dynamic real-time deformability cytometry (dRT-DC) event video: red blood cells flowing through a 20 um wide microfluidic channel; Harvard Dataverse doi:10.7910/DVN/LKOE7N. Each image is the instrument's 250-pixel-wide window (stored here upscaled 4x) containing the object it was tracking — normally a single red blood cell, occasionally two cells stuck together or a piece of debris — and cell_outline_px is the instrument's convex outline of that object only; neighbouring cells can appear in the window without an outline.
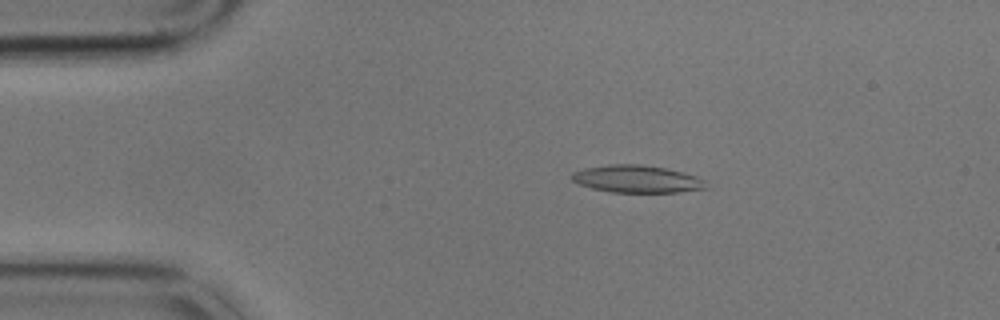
{"species": "common noctule bat (a hibernating species)", "species_latin": "Nyctalus noctula", "temperature_condition": "cold", "stored_images_in_passage": 13, "camera_frame_rate_fps": 3000, "um_per_image_px": 0.085, "animal": {"sex": "male", "body_mass_g": 17.9}, "frame": {"image": 1, "passage_image": 10, "time_ms": 3.0, "image_size_px": [1000, 320], "cell_outline_px": [[708, 188], [676, 192], [612, 192], [592, 188], [580, 184], [572, 180], [572, 172], [584, 168], [612, 164], [640, 164], [664, 168], [696, 176], [704, 180]], "centroid_in_image_um": [54.12, 15.21], "position_along_channel_um": 30.9, "area_um2": 21.15}}